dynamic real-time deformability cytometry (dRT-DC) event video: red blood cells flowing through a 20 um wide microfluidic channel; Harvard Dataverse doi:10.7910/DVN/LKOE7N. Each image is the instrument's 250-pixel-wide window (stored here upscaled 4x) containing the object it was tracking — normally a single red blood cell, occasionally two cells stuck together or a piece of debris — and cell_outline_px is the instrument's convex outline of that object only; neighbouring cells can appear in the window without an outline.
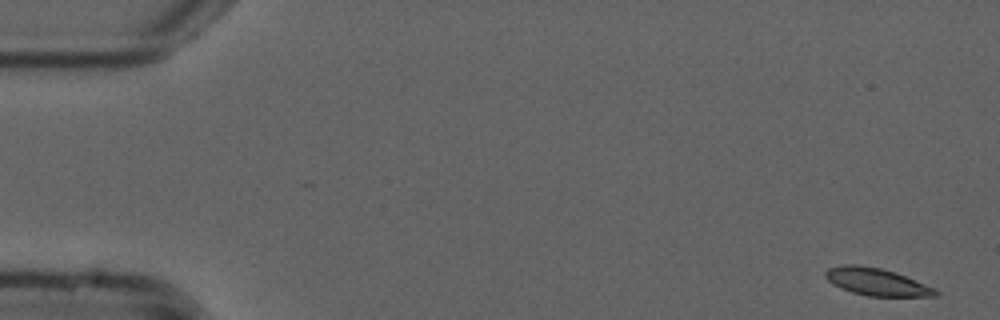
{"species": "common noctule bat (a hibernating species)", "species_latin": "Nyctalus noctula", "temperature_condition": "cold", "stored_images_in_passage": 53, "camera_frame_rate_fps": 3000, "um_per_image_px": 0.085, "animal": {"sex": "male", "forearm_length_mm": 52.5}, "frame": {"image": 1, "passage_image": 1, "time_ms": 0.0, "image_size_px": [1000, 320], "cell_outline_px": [[940, 296], [868, 296], [852, 292], [840, 288], [832, 284], [824, 276], [824, 272], [828, 268], [844, 264], [856, 264], [880, 268], [896, 272], [936, 288], [940, 292]], "centroid_in_image_um": [74.52, 23.95], "position_along_channel_um": 10.5, "area_um2": 17.74}}
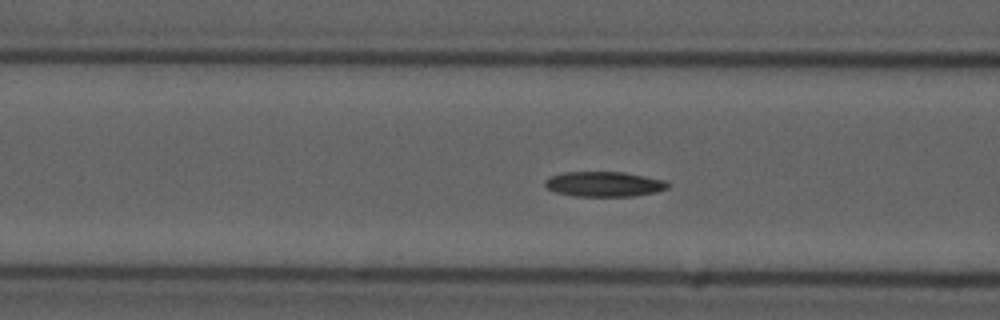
{"frame": {"image": 2, "passage_image": 20, "time_ms": 6.333, "image_size_px": [1000, 320], "cell_outline_px": [[672, 184], [668, 188], [656, 192], [632, 196], [576, 196], [556, 192], [548, 188], [544, 184], [544, 180], [552, 176], [564, 172], [624, 172], [664, 180]], "centroid_in_image_um": [51.38, 15.65], "position_along_channel_um": 115.2, "area_um2": 17.86}}
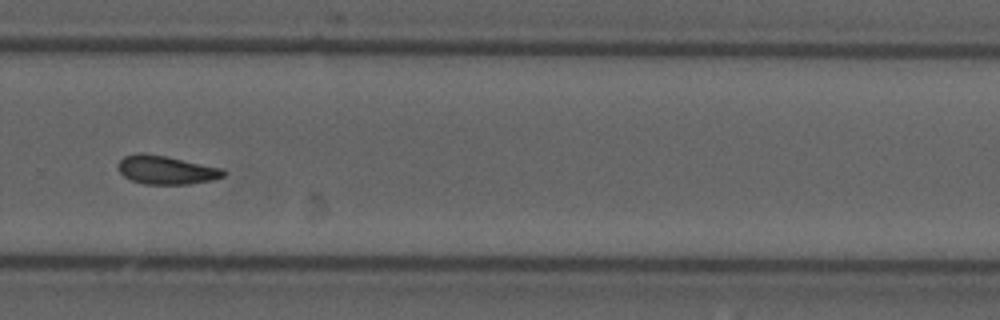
{"frame": {"image": 3, "passage_image": 36, "time_ms": 11.667, "image_size_px": [1000, 320], "cell_outline_px": [[228, 172], [224, 176], [212, 180], [188, 184], [144, 184], [132, 180], [124, 176], [120, 172], [116, 164], [124, 156], [140, 152], [164, 156], [224, 168]], "centroid_in_image_um": [14.14, 14.44], "position_along_channel_um": 315.7, "area_um2": 17.57}, "authors_computed_cell_mechanics": {"area_um2": 17.629, "velocity_mm_per_s": 3.7679, "shape_relaxation_time_tau1_ms": null, "shape_relaxation_time_tau2_ms": 10.209, "deformation_change_tau1": null, "deformation_change_tau2": 0.172}}